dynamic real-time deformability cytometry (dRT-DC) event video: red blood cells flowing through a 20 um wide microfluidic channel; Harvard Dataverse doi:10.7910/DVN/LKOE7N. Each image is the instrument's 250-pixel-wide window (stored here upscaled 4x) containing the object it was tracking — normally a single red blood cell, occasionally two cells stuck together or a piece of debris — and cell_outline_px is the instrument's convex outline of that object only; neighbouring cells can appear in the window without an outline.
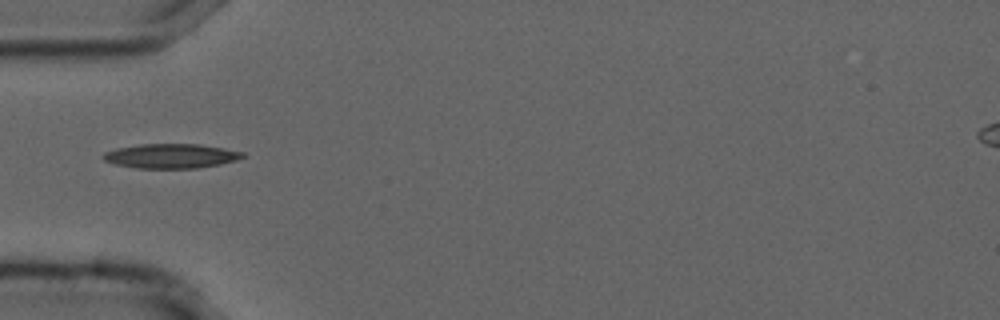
{"species": "common noctule bat (a hibernating species)", "species_latin": "Nyctalus noctula", "temperature_condition": "cold", "stored_images_in_passage": 38, "camera_frame_rate_fps": 3000, "um_per_image_px": 0.085, "animal": {"sex": "male", "forearm_length_mm": 52.5}, "frame": {"image": 1, "passage_image": 1, "time_ms": 0.0, "image_size_px": [1000, 320], "cell_outline_px": [[248, 156], [236, 160], [220, 164], [196, 168], [136, 168], [116, 164], [104, 160], [100, 156], [104, 152], [116, 148], [140, 144], [200, 144], [224, 148], [244, 152]], "centroid_in_image_um": [14.54, 13.25], "position_along_channel_um": 70.5, "area_um2": 20.0}}
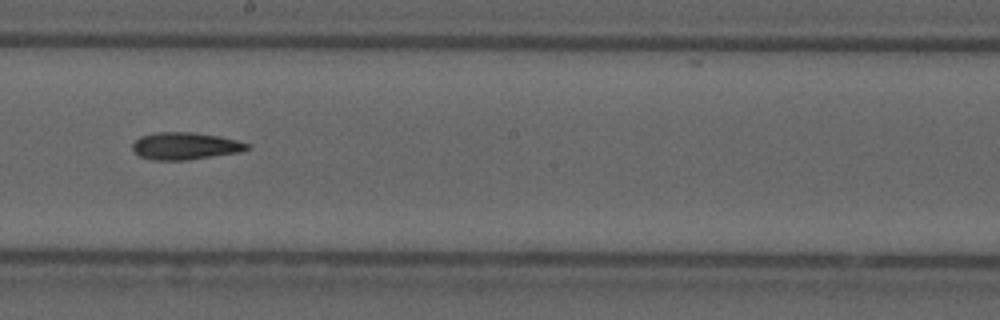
{"frame": {"image": 2, "passage_image": 14, "time_ms": 4.333, "image_size_px": [1000, 320], "cell_outline_px": [[252, 148], [240, 152], [188, 160], [152, 160], [140, 156], [132, 148], [132, 144], [140, 136], [160, 132], [192, 132], [220, 136], [252, 144]], "centroid_in_image_um": [15.79, 12.41], "position_along_channel_um": 232.4, "area_um2": 18.26}}
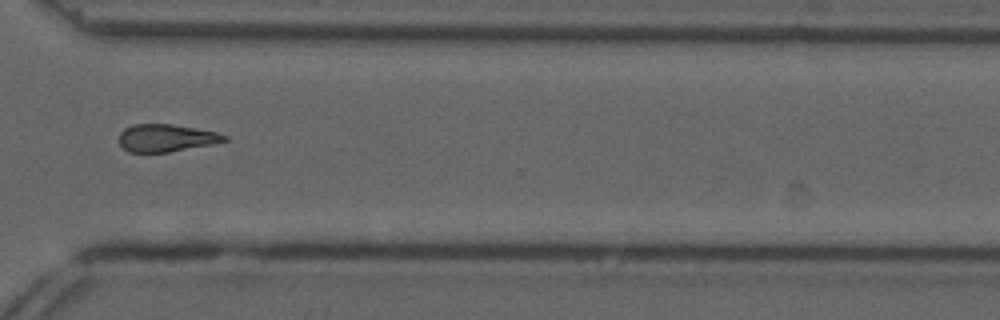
{"frame": {"image": 3, "passage_image": 24, "time_ms": 7.667, "image_size_px": [1000, 320], "cell_outline_px": [[228, 140], [212, 144], [168, 152], [128, 152], [120, 144], [120, 132], [124, 128], [132, 124], [172, 124], [196, 128], [216, 132], [228, 136]], "centroid_in_image_um": [14.12, 11.72], "position_along_channel_um": 356.5, "area_um2": 16.82}}